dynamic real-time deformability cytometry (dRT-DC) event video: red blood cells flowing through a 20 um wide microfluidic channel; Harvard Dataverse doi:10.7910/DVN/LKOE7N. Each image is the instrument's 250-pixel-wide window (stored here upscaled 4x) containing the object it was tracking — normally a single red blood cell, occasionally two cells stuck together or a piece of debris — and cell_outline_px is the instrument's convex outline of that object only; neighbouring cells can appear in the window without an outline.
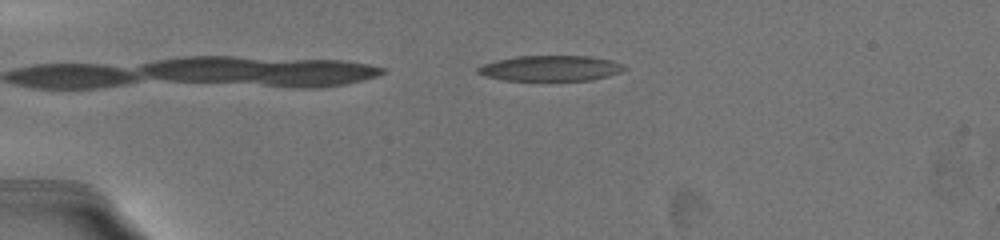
{"species": "common noctule bat (a hibernating species)", "species_latin": "Nyctalus noctula", "temperature_condition": "warm", "stored_images_in_passage": 6, "camera_frame_rate_fps": 3000, "um_per_image_px": 0.085, "animal": {"sex": "female", "body_mass_g": 19.5, "forearm_length_mm": 54.1}, "frame": {"image": 1, "passage_image": 3, "time_ms": 0.667, "image_size_px": [1000, 240], "cell_outline_px": [[628, 68], [620, 72], [608, 76], [588, 80], [504, 80], [484, 76], [476, 72], [476, 68], [484, 64], [496, 60], [516, 56], [592, 56], [612, 60], [624, 64]], "centroid_in_image_um": [46.81, 5.79], "position_along_channel_um": 38.2, "area_um2": 21.85}}